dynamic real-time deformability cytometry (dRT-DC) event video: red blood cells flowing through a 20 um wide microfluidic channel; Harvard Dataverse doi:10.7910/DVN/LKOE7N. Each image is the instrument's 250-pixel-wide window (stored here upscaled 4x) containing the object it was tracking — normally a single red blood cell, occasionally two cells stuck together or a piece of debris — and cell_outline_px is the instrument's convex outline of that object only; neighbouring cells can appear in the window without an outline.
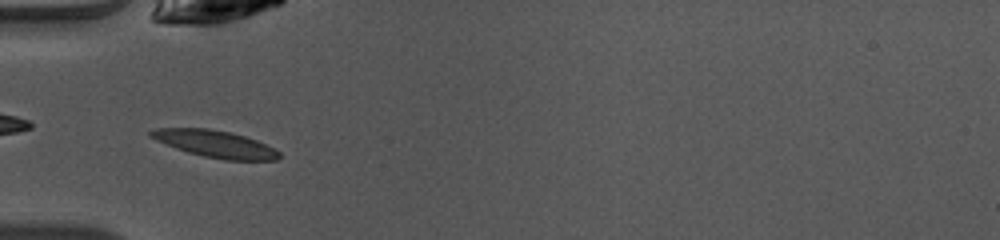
{"species": "common noctule bat (a hibernating species)", "species_latin": "Nyctalus noctula", "temperature_condition": "warm", "stored_images_in_passage": 34, "camera_frame_rate_fps": 3000, "um_per_image_px": 0.085, "animal": {"sex": "female", "body_mass_g": 10.0, "forearm_length_mm": 53.1}, "frame": {"image": 1, "passage_image": 1, "time_ms": 0.0, "image_size_px": [1000, 240], "cell_outline_px": [[280, 156], [276, 160], [224, 160], [204, 156], [188, 152], [176, 148], [156, 140], [148, 136], [148, 132], [156, 128], [208, 128], [228, 132], [244, 136], [256, 140], [280, 152]], "centroid_in_image_um": [18.26, 12.23], "position_along_channel_um": 66.7, "area_um2": 19.94}}
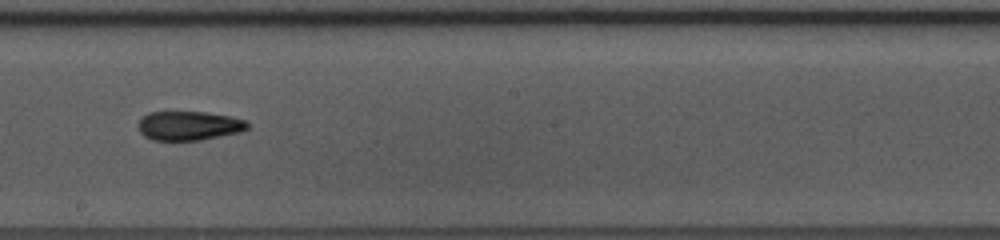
{"frame": {"image": 2, "passage_image": 13, "time_ms": 4.0, "image_size_px": [1000, 240], "cell_outline_px": [[248, 128], [240, 132], [200, 140], [152, 140], [144, 136], [140, 132], [140, 120], [148, 112], [204, 112], [232, 116], [248, 120]], "centroid_in_image_um": [16.1, 10.68], "position_along_channel_um": 232.1, "area_um2": 18.5}}
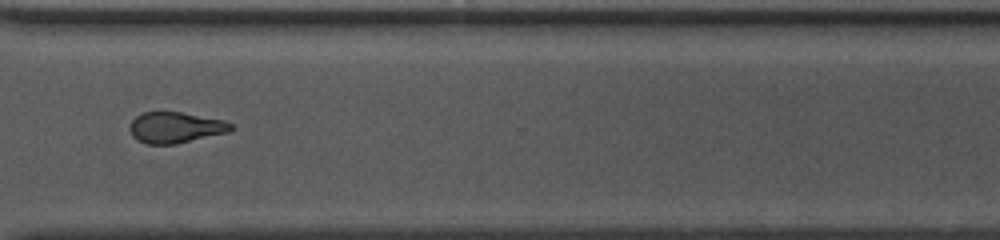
{"frame": {"image": 3, "passage_image": 22, "time_ms": 7.0, "image_size_px": [1000, 240], "cell_outline_px": [[232, 128], [228, 132], [176, 144], [148, 144], [136, 140], [132, 136], [132, 120], [136, 116], [144, 112], [180, 112], [224, 120], [232, 124]], "centroid_in_image_um": [14.92, 10.84], "position_along_channel_um": 355.7, "area_um2": 17.98}, "authors_computed_cell_mechanics": {"area_um2": 18.4671, "velocity_mm_per_s": 4.1262, "shape_relaxation_time_tau1_ms": null, "shape_relaxation_time_tau2_ms": 1.886, "deformation_change_tau1": null, "deformation_change_tau2": 0.1038}}